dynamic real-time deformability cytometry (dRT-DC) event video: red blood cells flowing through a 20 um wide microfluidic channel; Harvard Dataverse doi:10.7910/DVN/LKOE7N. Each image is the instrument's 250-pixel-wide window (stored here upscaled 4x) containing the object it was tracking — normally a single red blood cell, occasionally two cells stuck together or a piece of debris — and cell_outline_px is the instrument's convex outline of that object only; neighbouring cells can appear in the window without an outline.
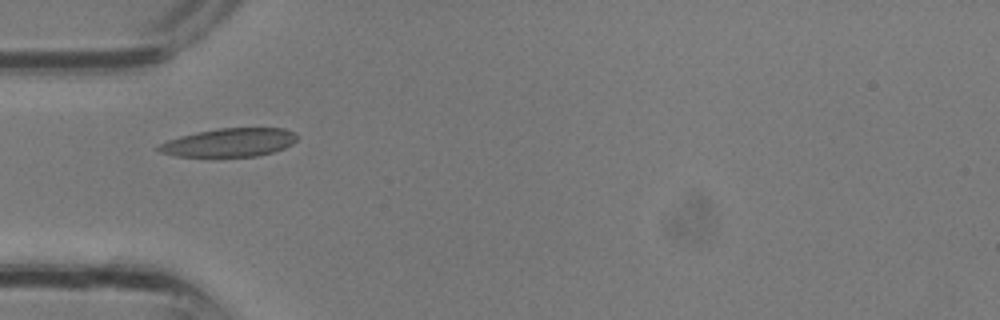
{"species": "common noctule bat (a hibernating species)", "species_latin": "Nyctalus noctula", "temperature_condition": "room temperature", "stored_images_in_passage": 3, "camera_frame_rate_fps": 3000, "um_per_image_px": 0.085, "animal": {"sex": "male", "body_mass_g": 13.3}, "frame": {"image": 1, "passage_image": 3, "time_ms": 0.667, "image_size_px": [1000, 320], "cell_outline_px": [[296, 140], [292, 144], [284, 148], [272, 152], [256, 156], [176, 156], [160, 152], [152, 148], [168, 140], [180, 136], [196, 132], [216, 128], [284, 128], [292, 132], [296, 136]], "centroid_in_image_um": [19.45, 12.11], "position_along_channel_um": 65.6, "area_um2": 22.83}}